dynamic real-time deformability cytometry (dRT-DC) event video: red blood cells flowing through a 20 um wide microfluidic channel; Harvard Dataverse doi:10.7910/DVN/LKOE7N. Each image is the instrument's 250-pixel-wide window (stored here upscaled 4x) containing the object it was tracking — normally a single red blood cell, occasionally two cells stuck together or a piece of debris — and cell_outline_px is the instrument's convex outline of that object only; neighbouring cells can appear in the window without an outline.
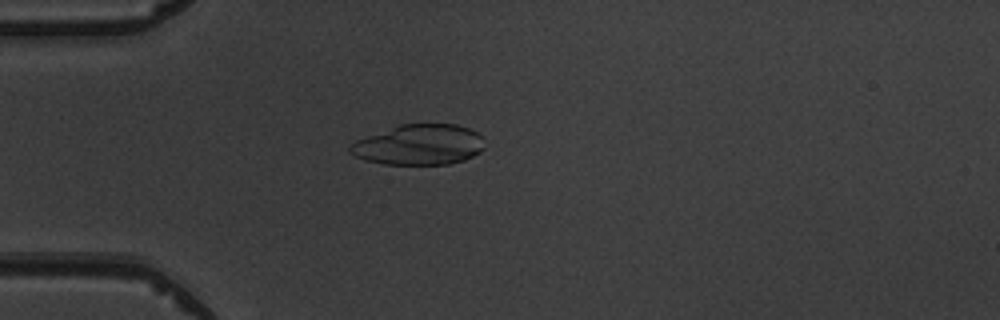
{"species": "common noctule bat (a hibernating species)", "species_latin": "Nyctalus noctula", "temperature_condition": "warm", "stored_images_in_passage": 5, "camera_frame_rate_fps": 3000, "um_per_image_px": 0.085, "animal": {"sex": "male", "body_mass_g": 19.5, "forearm_length_mm": 54.6}, "frame": {"image": 1, "passage_image": 4, "time_ms": 3.667, "image_size_px": [1000, 320], "cell_outline_px": [[484, 148], [480, 152], [464, 160], [448, 164], [384, 164], [364, 160], [348, 152], [348, 148], [356, 140], [400, 124], [456, 124], [468, 128], [484, 136]], "centroid_in_image_um": [35.64, 12.3], "position_along_channel_um": 49.4, "area_um2": 31.73}}